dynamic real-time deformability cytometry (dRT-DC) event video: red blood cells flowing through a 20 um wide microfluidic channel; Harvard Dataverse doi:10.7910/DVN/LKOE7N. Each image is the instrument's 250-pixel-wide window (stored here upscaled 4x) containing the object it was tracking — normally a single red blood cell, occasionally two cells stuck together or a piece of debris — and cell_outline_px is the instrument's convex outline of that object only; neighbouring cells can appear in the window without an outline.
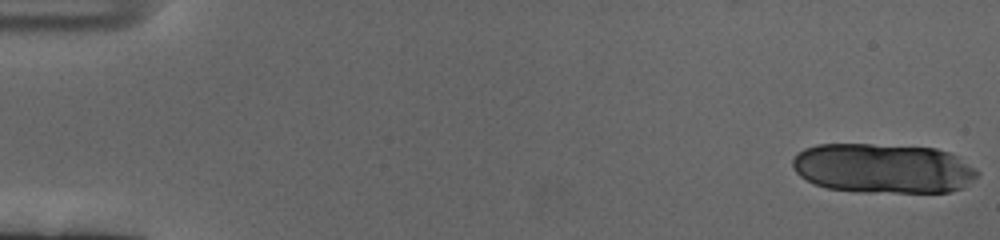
{"species": "human", "species_latin": "Homo sapiens", "temperature_condition": "cold", "stored_images_in_passage": 19, "camera_frame_rate_fps": 3000, "um_per_image_px": 0.085, "donor": {"sex": "female"}, "frame": {"image": 1, "passage_image": 1, "time_ms": 0.0, "image_size_px": [1000, 240], "cell_outline_px": [[980, 172], [976, 176], [960, 188], [948, 192], [868, 192], [828, 188], [816, 184], [800, 176], [796, 172], [792, 164], [792, 160], [804, 148], [820, 144], [872, 144], [936, 148], [948, 152], [956, 156]], "centroid_in_image_um": [75.04, 14.3], "position_along_channel_um": 10.0, "area_um2": 53.06}}